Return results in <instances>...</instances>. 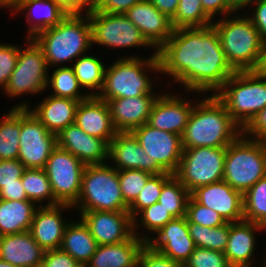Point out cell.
Wrapping results in <instances>:
<instances>
[{"instance_id": "6da1fadb", "label": "cell", "mask_w": 266, "mask_h": 267, "mask_svg": "<svg viewBox=\"0 0 266 267\" xmlns=\"http://www.w3.org/2000/svg\"><path fill=\"white\" fill-rule=\"evenodd\" d=\"M157 55L160 76L169 77L166 80L169 88L180 85L185 94H216L235 73L227 62L213 25L174 29Z\"/></svg>"}, {"instance_id": "7a4b0ae2", "label": "cell", "mask_w": 266, "mask_h": 267, "mask_svg": "<svg viewBox=\"0 0 266 267\" xmlns=\"http://www.w3.org/2000/svg\"><path fill=\"white\" fill-rule=\"evenodd\" d=\"M138 53L140 52L133 51V55L124 53L125 55L122 54L120 57L115 55L116 60L110 62L111 65H106L103 87L97 96L99 99L107 102L110 99L143 94H162L164 87L167 89L166 81L164 86L162 84L163 90L159 89L160 86H155L157 80H160V83L164 82L162 77L159 78L160 62L157 52H149L147 57Z\"/></svg>"}, {"instance_id": "3957f363", "label": "cell", "mask_w": 266, "mask_h": 267, "mask_svg": "<svg viewBox=\"0 0 266 267\" xmlns=\"http://www.w3.org/2000/svg\"><path fill=\"white\" fill-rule=\"evenodd\" d=\"M242 133L243 129L231 118L225 104L215 94L202 95L195 103L181 135L182 146L227 147Z\"/></svg>"}, {"instance_id": "277c9868", "label": "cell", "mask_w": 266, "mask_h": 267, "mask_svg": "<svg viewBox=\"0 0 266 267\" xmlns=\"http://www.w3.org/2000/svg\"><path fill=\"white\" fill-rule=\"evenodd\" d=\"M33 39L43 50L51 70L57 66H71L80 56L94 53L86 12H70L58 25L41 31Z\"/></svg>"}, {"instance_id": "5b68a950", "label": "cell", "mask_w": 266, "mask_h": 267, "mask_svg": "<svg viewBox=\"0 0 266 267\" xmlns=\"http://www.w3.org/2000/svg\"><path fill=\"white\" fill-rule=\"evenodd\" d=\"M243 12L215 19L212 23L227 62L235 72L255 70L264 41L251 19Z\"/></svg>"}, {"instance_id": "8992f818", "label": "cell", "mask_w": 266, "mask_h": 267, "mask_svg": "<svg viewBox=\"0 0 266 267\" xmlns=\"http://www.w3.org/2000/svg\"><path fill=\"white\" fill-rule=\"evenodd\" d=\"M77 212L122 211L128 212L118 179V170L109 162L86 165L77 202L72 206Z\"/></svg>"}, {"instance_id": "52a82bcc", "label": "cell", "mask_w": 266, "mask_h": 267, "mask_svg": "<svg viewBox=\"0 0 266 267\" xmlns=\"http://www.w3.org/2000/svg\"><path fill=\"white\" fill-rule=\"evenodd\" d=\"M231 118L244 129L266 106V78L255 71H237L215 94Z\"/></svg>"}, {"instance_id": "ba28073f", "label": "cell", "mask_w": 266, "mask_h": 267, "mask_svg": "<svg viewBox=\"0 0 266 267\" xmlns=\"http://www.w3.org/2000/svg\"><path fill=\"white\" fill-rule=\"evenodd\" d=\"M266 176V142L243 133L226 147L223 180L244 194Z\"/></svg>"}, {"instance_id": "9c48e42d", "label": "cell", "mask_w": 266, "mask_h": 267, "mask_svg": "<svg viewBox=\"0 0 266 267\" xmlns=\"http://www.w3.org/2000/svg\"><path fill=\"white\" fill-rule=\"evenodd\" d=\"M20 45L16 66L8 84L1 91L7 98L17 101L21 96H35L47 92L49 66L41 47L33 38H24Z\"/></svg>"}, {"instance_id": "30bf717a", "label": "cell", "mask_w": 266, "mask_h": 267, "mask_svg": "<svg viewBox=\"0 0 266 267\" xmlns=\"http://www.w3.org/2000/svg\"><path fill=\"white\" fill-rule=\"evenodd\" d=\"M86 13L91 25L92 47L99 46L122 53L123 50L130 51L133 48L136 51L137 48L138 50L145 48L157 52L147 42L139 28L124 14H109L92 9Z\"/></svg>"}, {"instance_id": "8fae6325", "label": "cell", "mask_w": 266, "mask_h": 267, "mask_svg": "<svg viewBox=\"0 0 266 267\" xmlns=\"http://www.w3.org/2000/svg\"><path fill=\"white\" fill-rule=\"evenodd\" d=\"M226 147L183 148L174 176L192 193L198 187L223 180Z\"/></svg>"}, {"instance_id": "7c38bea8", "label": "cell", "mask_w": 266, "mask_h": 267, "mask_svg": "<svg viewBox=\"0 0 266 267\" xmlns=\"http://www.w3.org/2000/svg\"><path fill=\"white\" fill-rule=\"evenodd\" d=\"M85 167L86 164L69 151L58 146L52 151L44 170L54 198L60 204L73 206L77 202Z\"/></svg>"}, {"instance_id": "4fadbf2b", "label": "cell", "mask_w": 266, "mask_h": 267, "mask_svg": "<svg viewBox=\"0 0 266 267\" xmlns=\"http://www.w3.org/2000/svg\"><path fill=\"white\" fill-rule=\"evenodd\" d=\"M19 143L18 159L25 168L44 169L57 147V135L49 132L28 108H20Z\"/></svg>"}, {"instance_id": "5bb4252c", "label": "cell", "mask_w": 266, "mask_h": 267, "mask_svg": "<svg viewBox=\"0 0 266 267\" xmlns=\"http://www.w3.org/2000/svg\"><path fill=\"white\" fill-rule=\"evenodd\" d=\"M190 94H195L192 97L193 100L188 98V94L182 96L177 91L174 93V90L168 92V88L165 89L154 103L147 124L153 128L181 136L198 97L203 95L200 93L196 95V92H190Z\"/></svg>"}, {"instance_id": "9a60e30c", "label": "cell", "mask_w": 266, "mask_h": 267, "mask_svg": "<svg viewBox=\"0 0 266 267\" xmlns=\"http://www.w3.org/2000/svg\"><path fill=\"white\" fill-rule=\"evenodd\" d=\"M132 133L141 147L165 171L175 174L183 154L180 135L151 127L147 123L135 128Z\"/></svg>"}, {"instance_id": "2e32d148", "label": "cell", "mask_w": 266, "mask_h": 267, "mask_svg": "<svg viewBox=\"0 0 266 267\" xmlns=\"http://www.w3.org/2000/svg\"><path fill=\"white\" fill-rule=\"evenodd\" d=\"M88 226L97 245H111L127 241L133 235V221L129 212L86 211L78 212Z\"/></svg>"}, {"instance_id": "e0dca14e", "label": "cell", "mask_w": 266, "mask_h": 267, "mask_svg": "<svg viewBox=\"0 0 266 267\" xmlns=\"http://www.w3.org/2000/svg\"><path fill=\"white\" fill-rule=\"evenodd\" d=\"M116 170L139 169L152 175L166 173L141 147L132 132H117L109 143V161Z\"/></svg>"}, {"instance_id": "ac0fdd59", "label": "cell", "mask_w": 266, "mask_h": 267, "mask_svg": "<svg viewBox=\"0 0 266 267\" xmlns=\"http://www.w3.org/2000/svg\"><path fill=\"white\" fill-rule=\"evenodd\" d=\"M191 196L198 203L217 212L226 222L244 220L243 194L224 180L198 187Z\"/></svg>"}, {"instance_id": "d6986e66", "label": "cell", "mask_w": 266, "mask_h": 267, "mask_svg": "<svg viewBox=\"0 0 266 267\" xmlns=\"http://www.w3.org/2000/svg\"><path fill=\"white\" fill-rule=\"evenodd\" d=\"M72 209L71 205L56 204L38 206L35 210L29 232L45 251L60 248L65 228L71 220L66 219L63 213Z\"/></svg>"}, {"instance_id": "ffe728a7", "label": "cell", "mask_w": 266, "mask_h": 267, "mask_svg": "<svg viewBox=\"0 0 266 267\" xmlns=\"http://www.w3.org/2000/svg\"><path fill=\"white\" fill-rule=\"evenodd\" d=\"M262 232V225L257 223L245 220L230 222L228 243L224 254L231 267H256L259 262L256 258L258 256H255L259 248L257 238L258 233L263 234Z\"/></svg>"}, {"instance_id": "44dd1931", "label": "cell", "mask_w": 266, "mask_h": 267, "mask_svg": "<svg viewBox=\"0 0 266 267\" xmlns=\"http://www.w3.org/2000/svg\"><path fill=\"white\" fill-rule=\"evenodd\" d=\"M47 96L38 99V103L31 106V101L23 100L11 108H28L35 117L48 129L57 135L68 125L74 124L76 109L80 101L71 98L55 97L47 92ZM34 107V108H33Z\"/></svg>"}, {"instance_id": "7402d4cb", "label": "cell", "mask_w": 266, "mask_h": 267, "mask_svg": "<svg viewBox=\"0 0 266 267\" xmlns=\"http://www.w3.org/2000/svg\"><path fill=\"white\" fill-rule=\"evenodd\" d=\"M57 146L69 151L86 165L109 161V143L85 133L75 123L57 134Z\"/></svg>"}, {"instance_id": "603a6c76", "label": "cell", "mask_w": 266, "mask_h": 267, "mask_svg": "<svg viewBox=\"0 0 266 267\" xmlns=\"http://www.w3.org/2000/svg\"><path fill=\"white\" fill-rule=\"evenodd\" d=\"M124 15L139 28L156 51L165 44L174 31L171 19L148 0L135 4Z\"/></svg>"}, {"instance_id": "cb8c5ba5", "label": "cell", "mask_w": 266, "mask_h": 267, "mask_svg": "<svg viewBox=\"0 0 266 267\" xmlns=\"http://www.w3.org/2000/svg\"><path fill=\"white\" fill-rule=\"evenodd\" d=\"M146 243L170 259L183 264L196 248L189 234L185 216L169 221Z\"/></svg>"}, {"instance_id": "d4e9b609", "label": "cell", "mask_w": 266, "mask_h": 267, "mask_svg": "<svg viewBox=\"0 0 266 267\" xmlns=\"http://www.w3.org/2000/svg\"><path fill=\"white\" fill-rule=\"evenodd\" d=\"M10 12L11 17L26 16L24 38H34L41 31L58 25L70 13L56 0L19 1Z\"/></svg>"}, {"instance_id": "484cf974", "label": "cell", "mask_w": 266, "mask_h": 267, "mask_svg": "<svg viewBox=\"0 0 266 267\" xmlns=\"http://www.w3.org/2000/svg\"><path fill=\"white\" fill-rule=\"evenodd\" d=\"M161 94L110 99L112 123L117 132H132L147 123L153 105Z\"/></svg>"}, {"instance_id": "4316f807", "label": "cell", "mask_w": 266, "mask_h": 267, "mask_svg": "<svg viewBox=\"0 0 266 267\" xmlns=\"http://www.w3.org/2000/svg\"><path fill=\"white\" fill-rule=\"evenodd\" d=\"M74 123L85 133L108 143L117 133L112 123L109 105L97 96H89L79 102Z\"/></svg>"}, {"instance_id": "83f0119b", "label": "cell", "mask_w": 266, "mask_h": 267, "mask_svg": "<svg viewBox=\"0 0 266 267\" xmlns=\"http://www.w3.org/2000/svg\"><path fill=\"white\" fill-rule=\"evenodd\" d=\"M45 250L29 231L0 237V259L17 267H32L44 259Z\"/></svg>"}, {"instance_id": "f1b7e54d", "label": "cell", "mask_w": 266, "mask_h": 267, "mask_svg": "<svg viewBox=\"0 0 266 267\" xmlns=\"http://www.w3.org/2000/svg\"><path fill=\"white\" fill-rule=\"evenodd\" d=\"M145 243L133 234L127 241L118 244L97 245L85 267H136L139 253Z\"/></svg>"}, {"instance_id": "f546056e", "label": "cell", "mask_w": 266, "mask_h": 267, "mask_svg": "<svg viewBox=\"0 0 266 267\" xmlns=\"http://www.w3.org/2000/svg\"><path fill=\"white\" fill-rule=\"evenodd\" d=\"M97 243L88 226L80 218L71 219L65 228L60 250L68 253L80 265L85 267L95 253Z\"/></svg>"}, {"instance_id": "4dcf8cb0", "label": "cell", "mask_w": 266, "mask_h": 267, "mask_svg": "<svg viewBox=\"0 0 266 267\" xmlns=\"http://www.w3.org/2000/svg\"><path fill=\"white\" fill-rule=\"evenodd\" d=\"M37 207L30 200L0 199V237L29 231Z\"/></svg>"}, {"instance_id": "1f68e13d", "label": "cell", "mask_w": 266, "mask_h": 267, "mask_svg": "<svg viewBox=\"0 0 266 267\" xmlns=\"http://www.w3.org/2000/svg\"><path fill=\"white\" fill-rule=\"evenodd\" d=\"M106 65V61L89 52L71 64L80 87L88 96H98L100 93L104 83Z\"/></svg>"}, {"instance_id": "d6a6232c", "label": "cell", "mask_w": 266, "mask_h": 267, "mask_svg": "<svg viewBox=\"0 0 266 267\" xmlns=\"http://www.w3.org/2000/svg\"><path fill=\"white\" fill-rule=\"evenodd\" d=\"M47 91L51 89L52 96L71 98L78 101L86 100L89 96L78 83L71 66H57L49 69Z\"/></svg>"}, {"instance_id": "836d02e7", "label": "cell", "mask_w": 266, "mask_h": 267, "mask_svg": "<svg viewBox=\"0 0 266 267\" xmlns=\"http://www.w3.org/2000/svg\"><path fill=\"white\" fill-rule=\"evenodd\" d=\"M28 200L37 206L60 204L53 195L50 181L44 169L26 168L21 178Z\"/></svg>"}, {"instance_id": "e575fe53", "label": "cell", "mask_w": 266, "mask_h": 267, "mask_svg": "<svg viewBox=\"0 0 266 267\" xmlns=\"http://www.w3.org/2000/svg\"><path fill=\"white\" fill-rule=\"evenodd\" d=\"M0 117V160L18 159L20 108H10Z\"/></svg>"}, {"instance_id": "d590c367", "label": "cell", "mask_w": 266, "mask_h": 267, "mask_svg": "<svg viewBox=\"0 0 266 267\" xmlns=\"http://www.w3.org/2000/svg\"><path fill=\"white\" fill-rule=\"evenodd\" d=\"M172 219H174V217L156 202L141 210L132 219L133 234L147 242Z\"/></svg>"}, {"instance_id": "8d00e7d4", "label": "cell", "mask_w": 266, "mask_h": 267, "mask_svg": "<svg viewBox=\"0 0 266 267\" xmlns=\"http://www.w3.org/2000/svg\"><path fill=\"white\" fill-rule=\"evenodd\" d=\"M189 234L196 247L224 252L228 243L230 222L218 227H203L187 223Z\"/></svg>"}, {"instance_id": "74e56055", "label": "cell", "mask_w": 266, "mask_h": 267, "mask_svg": "<svg viewBox=\"0 0 266 267\" xmlns=\"http://www.w3.org/2000/svg\"><path fill=\"white\" fill-rule=\"evenodd\" d=\"M171 22L174 29H181L210 26L213 20L204 12L201 0H179Z\"/></svg>"}, {"instance_id": "f35d334b", "label": "cell", "mask_w": 266, "mask_h": 267, "mask_svg": "<svg viewBox=\"0 0 266 267\" xmlns=\"http://www.w3.org/2000/svg\"><path fill=\"white\" fill-rule=\"evenodd\" d=\"M191 193L173 175L162 187L158 203L174 218L186 216Z\"/></svg>"}, {"instance_id": "ab89813d", "label": "cell", "mask_w": 266, "mask_h": 267, "mask_svg": "<svg viewBox=\"0 0 266 267\" xmlns=\"http://www.w3.org/2000/svg\"><path fill=\"white\" fill-rule=\"evenodd\" d=\"M244 220L263 225L266 222V176L243 194Z\"/></svg>"}, {"instance_id": "60d3db41", "label": "cell", "mask_w": 266, "mask_h": 267, "mask_svg": "<svg viewBox=\"0 0 266 267\" xmlns=\"http://www.w3.org/2000/svg\"><path fill=\"white\" fill-rule=\"evenodd\" d=\"M173 176L171 173L152 175L136 200L128 207V212L133 219L141 210L158 202L163 185Z\"/></svg>"}, {"instance_id": "b9f144b4", "label": "cell", "mask_w": 266, "mask_h": 267, "mask_svg": "<svg viewBox=\"0 0 266 267\" xmlns=\"http://www.w3.org/2000/svg\"><path fill=\"white\" fill-rule=\"evenodd\" d=\"M151 176L152 174L139 169L118 171L121 194L128 206L136 200Z\"/></svg>"}, {"instance_id": "7bdbcfd3", "label": "cell", "mask_w": 266, "mask_h": 267, "mask_svg": "<svg viewBox=\"0 0 266 267\" xmlns=\"http://www.w3.org/2000/svg\"><path fill=\"white\" fill-rule=\"evenodd\" d=\"M187 223H196L203 227H218L226 221L214 210L198 203L190 196L186 210Z\"/></svg>"}, {"instance_id": "ee69618b", "label": "cell", "mask_w": 266, "mask_h": 267, "mask_svg": "<svg viewBox=\"0 0 266 267\" xmlns=\"http://www.w3.org/2000/svg\"><path fill=\"white\" fill-rule=\"evenodd\" d=\"M184 267H231L224 252L196 247Z\"/></svg>"}, {"instance_id": "f6af8a7d", "label": "cell", "mask_w": 266, "mask_h": 267, "mask_svg": "<svg viewBox=\"0 0 266 267\" xmlns=\"http://www.w3.org/2000/svg\"><path fill=\"white\" fill-rule=\"evenodd\" d=\"M20 45L18 43L0 42V89L8 84L16 66Z\"/></svg>"}, {"instance_id": "bcb514c9", "label": "cell", "mask_w": 266, "mask_h": 267, "mask_svg": "<svg viewBox=\"0 0 266 267\" xmlns=\"http://www.w3.org/2000/svg\"><path fill=\"white\" fill-rule=\"evenodd\" d=\"M139 267H184L183 263L170 259L168 256L153 249L145 243L138 256Z\"/></svg>"}, {"instance_id": "7dc6e473", "label": "cell", "mask_w": 266, "mask_h": 267, "mask_svg": "<svg viewBox=\"0 0 266 267\" xmlns=\"http://www.w3.org/2000/svg\"><path fill=\"white\" fill-rule=\"evenodd\" d=\"M25 169L19 159L0 160V189L5 185L22 184Z\"/></svg>"}, {"instance_id": "c3c4849f", "label": "cell", "mask_w": 266, "mask_h": 267, "mask_svg": "<svg viewBox=\"0 0 266 267\" xmlns=\"http://www.w3.org/2000/svg\"><path fill=\"white\" fill-rule=\"evenodd\" d=\"M204 12L214 21L236 13L234 0H201ZM216 17V18H215Z\"/></svg>"}, {"instance_id": "681fc988", "label": "cell", "mask_w": 266, "mask_h": 267, "mask_svg": "<svg viewBox=\"0 0 266 267\" xmlns=\"http://www.w3.org/2000/svg\"><path fill=\"white\" fill-rule=\"evenodd\" d=\"M143 0H93L92 10L109 14H124Z\"/></svg>"}, {"instance_id": "f907efd6", "label": "cell", "mask_w": 266, "mask_h": 267, "mask_svg": "<svg viewBox=\"0 0 266 267\" xmlns=\"http://www.w3.org/2000/svg\"><path fill=\"white\" fill-rule=\"evenodd\" d=\"M243 134L251 139L266 142V106L243 129Z\"/></svg>"}, {"instance_id": "816d5d0a", "label": "cell", "mask_w": 266, "mask_h": 267, "mask_svg": "<svg viewBox=\"0 0 266 267\" xmlns=\"http://www.w3.org/2000/svg\"><path fill=\"white\" fill-rule=\"evenodd\" d=\"M248 9L249 10L252 9V10L249 13V10L246 9L245 14L251 19L254 26L259 31L261 38L265 41L266 40V0H259L258 2L252 3L248 7Z\"/></svg>"}, {"instance_id": "f5cc1de1", "label": "cell", "mask_w": 266, "mask_h": 267, "mask_svg": "<svg viewBox=\"0 0 266 267\" xmlns=\"http://www.w3.org/2000/svg\"><path fill=\"white\" fill-rule=\"evenodd\" d=\"M44 260L49 267H83L68 253L60 249L46 250Z\"/></svg>"}, {"instance_id": "db71d44e", "label": "cell", "mask_w": 266, "mask_h": 267, "mask_svg": "<svg viewBox=\"0 0 266 267\" xmlns=\"http://www.w3.org/2000/svg\"><path fill=\"white\" fill-rule=\"evenodd\" d=\"M0 199L4 200H28L22 184L5 185L0 189Z\"/></svg>"}, {"instance_id": "11a10c76", "label": "cell", "mask_w": 266, "mask_h": 267, "mask_svg": "<svg viewBox=\"0 0 266 267\" xmlns=\"http://www.w3.org/2000/svg\"><path fill=\"white\" fill-rule=\"evenodd\" d=\"M69 12H87L92 8L93 0H56Z\"/></svg>"}, {"instance_id": "9f6ffc18", "label": "cell", "mask_w": 266, "mask_h": 267, "mask_svg": "<svg viewBox=\"0 0 266 267\" xmlns=\"http://www.w3.org/2000/svg\"><path fill=\"white\" fill-rule=\"evenodd\" d=\"M160 12L166 14L170 19L175 15L179 0H148Z\"/></svg>"}, {"instance_id": "6f0895ef", "label": "cell", "mask_w": 266, "mask_h": 267, "mask_svg": "<svg viewBox=\"0 0 266 267\" xmlns=\"http://www.w3.org/2000/svg\"><path fill=\"white\" fill-rule=\"evenodd\" d=\"M259 76L266 78V40L263 41L259 62L254 70Z\"/></svg>"}, {"instance_id": "680465c9", "label": "cell", "mask_w": 266, "mask_h": 267, "mask_svg": "<svg viewBox=\"0 0 266 267\" xmlns=\"http://www.w3.org/2000/svg\"><path fill=\"white\" fill-rule=\"evenodd\" d=\"M259 0H234L235 10L242 11L246 10L252 3L258 2Z\"/></svg>"}, {"instance_id": "91938a15", "label": "cell", "mask_w": 266, "mask_h": 267, "mask_svg": "<svg viewBox=\"0 0 266 267\" xmlns=\"http://www.w3.org/2000/svg\"><path fill=\"white\" fill-rule=\"evenodd\" d=\"M20 0H0V10L9 11L19 2Z\"/></svg>"}, {"instance_id": "94428289", "label": "cell", "mask_w": 266, "mask_h": 267, "mask_svg": "<svg viewBox=\"0 0 266 267\" xmlns=\"http://www.w3.org/2000/svg\"><path fill=\"white\" fill-rule=\"evenodd\" d=\"M32 267H49L47 262L43 259L42 261L40 262H37L34 266Z\"/></svg>"}, {"instance_id": "6125c7cd", "label": "cell", "mask_w": 266, "mask_h": 267, "mask_svg": "<svg viewBox=\"0 0 266 267\" xmlns=\"http://www.w3.org/2000/svg\"><path fill=\"white\" fill-rule=\"evenodd\" d=\"M0 267H17V266H14L13 264L8 263V262L3 261L2 259H0Z\"/></svg>"}, {"instance_id": "be15d7a7", "label": "cell", "mask_w": 266, "mask_h": 267, "mask_svg": "<svg viewBox=\"0 0 266 267\" xmlns=\"http://www.w3.org/2000/svg\"><path fill=\"white\" fill-rule=\"evenodd\" d=\"M264 254L266 255V253ZM265 255L261 256L262 258V260H260L261 264H259L258 267H266V256Z\"/></svg>"}, {"instance_id": "e7e4bbea", "label": "cell", "mask_w": 266, "mask_h": 267, "mask_svg": "<svg viewBox=\"0 0 266 267\" xmlns=\"http://www.w3.org/2000/svg\"><path fill=\"white\" fill-rule=\"evenodd\" d=\"M262 228H263V232L264 231L266 232V222L262 225Z\"/></svg>"}]
</instances>
